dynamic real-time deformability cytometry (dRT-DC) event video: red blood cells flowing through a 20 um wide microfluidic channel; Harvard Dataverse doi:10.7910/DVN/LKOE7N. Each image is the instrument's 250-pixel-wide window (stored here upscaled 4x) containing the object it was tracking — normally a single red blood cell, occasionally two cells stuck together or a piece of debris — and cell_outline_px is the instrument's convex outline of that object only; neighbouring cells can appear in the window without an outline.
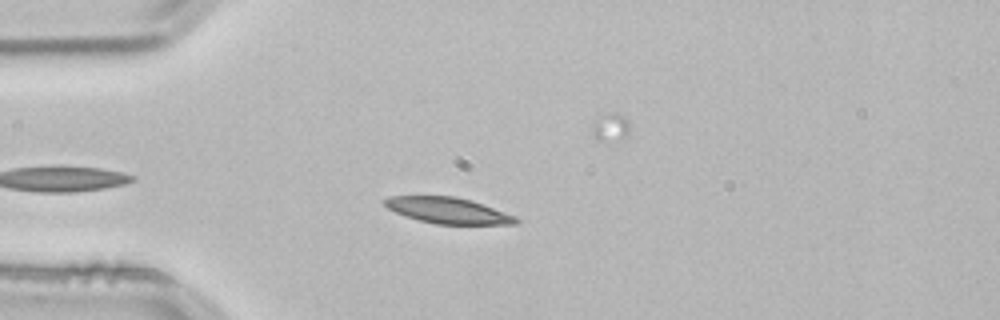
{"species": "common noctule bat (a hibernating species)", "species_latin": "Nyctalus noctula", "temperature_condition": "room temperature", "stored_images_in_passage": 39, "camera_frame_rate_fps": 3000, "um_per_image_px": 0.085, "animal": {"sex": "male", "body_mass_g": 21.5, "forearm_length_mm": 52.0}, "frame": {"image": 1, "passage_image": 6, "time_ms": 1.667, "image_size_px": [1000, 320], "cell_outline_px": [[520, 220], [516, 224], [436, 224], [404, 216], [388, 208], [380, 200], [388, 196], [456, 196], [472, 200], [516, 216]], "centroid_in_image_um": [38.06, 17.88], "position_along_channel_um": 46.9, "area_um2": 20.0}}
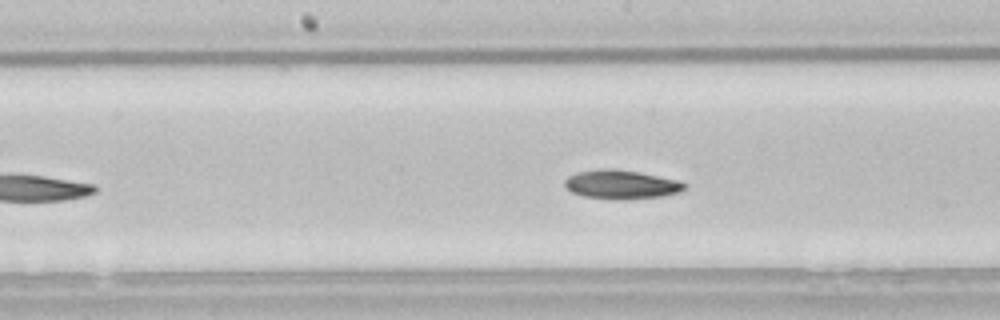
{"frame": {"image": 2, "passage_image": 19, "time_ms": 6.0, "image_size_px": [1000, 320], "cell_outline_px": [[688, 188], [676, 192], [660, 196], [624, 200], [616, 200], [584, 196], [572, 192], [564, 184], [564, 180], [568, 176], [576, 172], [608, 168], [612, 168], [640, 172], [680, 180], [688, 184]], "centroid_in_image_um": [52.83, 15.67], "position_along_channel_um": 195.4, "area_um2": 20.29}}
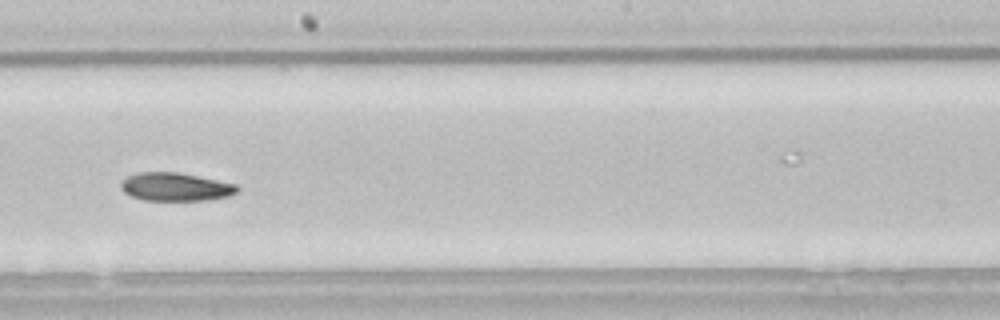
{"frame": {"image": 3, "passage_image": 22, "time_ms": 7.0, "image_size_px": [1000, 320], "cell_outline_px": [[240, 188], [236, 192], [228, 196], [208, 200], [144, 200], [132, 196], [124, 192], [120, 188], [120, 180], [128, 176], [140, 172], [176, 172], [236, 184]], "centroid_in_image_um": [14.88, 15.88], "position_along_channel_um": 233.3, "area_um2": 19.02}, "authors_computed_cell_mechanics": {"area_um2": 19.941, "velocity_mm_per_s": 3.7957, "shape_relaxation_time_tau1_ms": 3.5844, "shape_relaxation_time_tau2_ms": null, "deformation_change_tau1": 0.1227, "deformation_change_tau2": null}}